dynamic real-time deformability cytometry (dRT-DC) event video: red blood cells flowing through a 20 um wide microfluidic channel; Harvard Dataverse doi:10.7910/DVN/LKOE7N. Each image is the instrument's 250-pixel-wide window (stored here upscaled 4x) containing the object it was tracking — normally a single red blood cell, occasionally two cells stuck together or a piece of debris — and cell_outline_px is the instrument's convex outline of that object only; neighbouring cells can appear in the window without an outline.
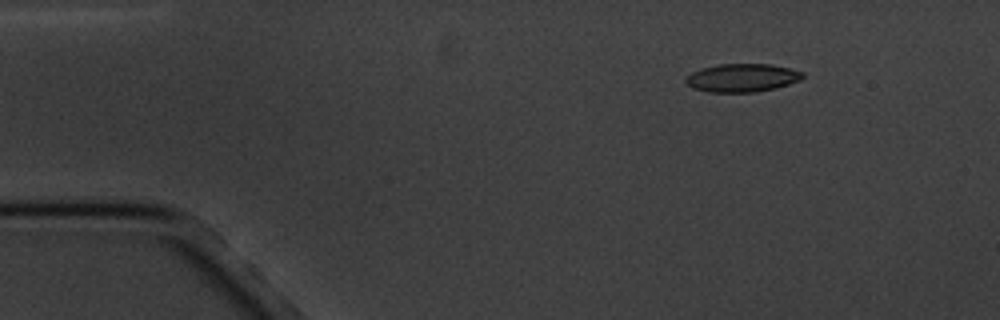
{"species": "common noctule bat (a hibernating species)", "species_latin": "Nyctalus noctula", "temperature_condition": "cold", "stored_images_in_passage": 5, "camera_frame_rate_fps": 3000, "um_per_image_px": 0.085, "animal": {"sex": "male", "body_mass_g": 20.1, "forearm_length_mm": 53.5}, "frame": {"image": 1, "passage_image": 3, "time_ms": 2.333, "image_size_px": [1000, 320], "cell_outline_px": [[804, 76], [800, 80], [788, 84], [756, 92], [708, 92], [692, 88], [684, 84], [684, 76], [700, 68], [720, 64], [772, 64], [804, 72]], "centroid_in_image_um": [63.01, 6.61], "position_along_channel_um": 22.0, "area_um2": 19.36}}